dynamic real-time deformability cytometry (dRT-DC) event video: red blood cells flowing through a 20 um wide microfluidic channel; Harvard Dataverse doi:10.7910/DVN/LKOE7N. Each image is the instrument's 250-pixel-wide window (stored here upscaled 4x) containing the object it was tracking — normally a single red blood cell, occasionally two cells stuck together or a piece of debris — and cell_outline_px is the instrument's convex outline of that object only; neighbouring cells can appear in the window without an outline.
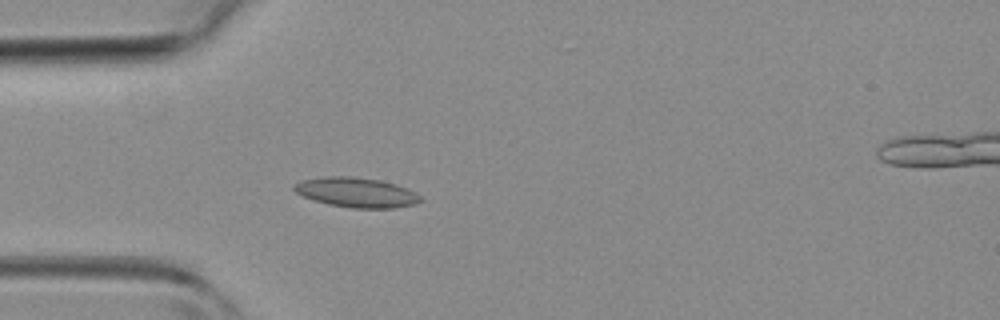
{"species": "common noctule bat (a hibernating species)", "species_latin": "Nyctalus noctula", "temperature_condition": "room temperature", "stored_images_in_passage": 41, "camera_frame_rate_fps": 3000, "um_per_image_px": 0.085, "animal": {"sex": "female", "body_mass_g": 19.3, "forearm_length_mm": 54.1}, "frame": {"image": 1, "passage_image": 9, "time_ms": 2.667, "image_size_px": [1000, 320], "cell_outline_px": [[424, 200], [416, 204], [396, 208], [348, 208], [328, 204], [304, 196], [296, 192], [292, 188], [292, 184], [300, 180], [324, 176], [352, 176], [380, 180], [396, 184], [408, 188], [416, 192]], "centroid_in_image_um": [30.31, 16.35], "position_along_channel_um": 54.7, "area_um2": 22.25}}
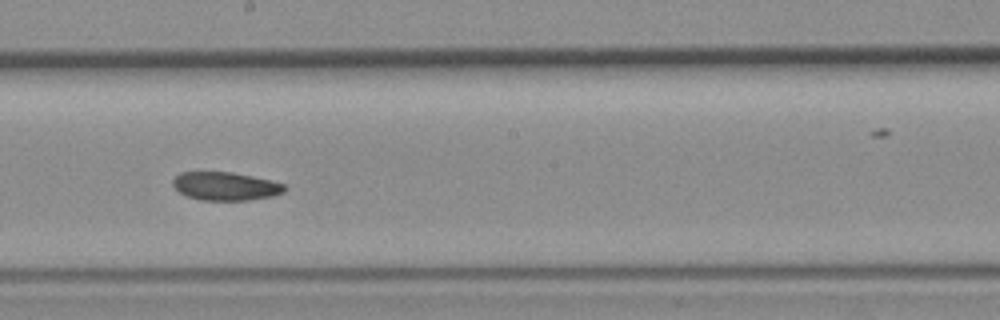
{"frame": {"image": 2, "passage_image": 21, "time_ms": 6.667, "image_size_px": [1000, 320], "cell_outline_px": [[288, 188], [284, 192], [272, 196], [248, 200], [200, 200], [188, 196], [180, 192], [172, 184], [172, 180], [180, 172], [232, 172], [252, 176], [284, 184]], "centroid_in_image_um": [19.17, 15.82], "position_along_channel_um": 229.0, "area_um2": 18.32}}
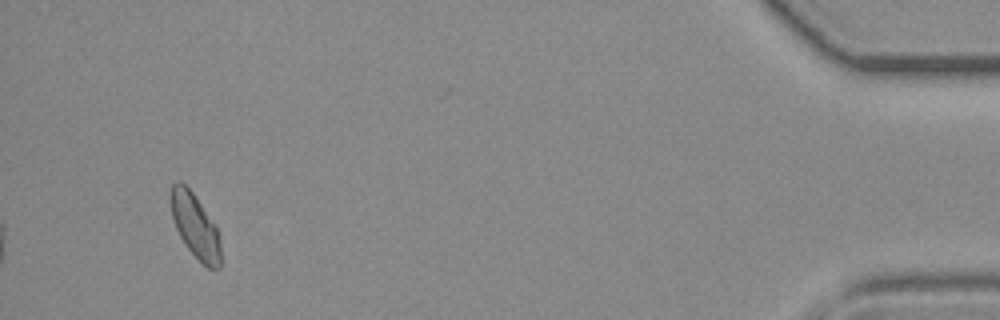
{"frame": {"image": 3, "passage_image": 39, "time_ms": 12.667, "image_size_px": [1000, 320], "cell_outline_px": [[220, 268], [208, 268], [188, 248], [180, 236], [176, 228], [172, 216], [172, 184], [180, 180], [192, 192], [216, 224], [220, 244]], "centroid_in_image_um": [16.62, 19.2], "position_along_channel_um": 418.6, "area_um2": 18.15}}